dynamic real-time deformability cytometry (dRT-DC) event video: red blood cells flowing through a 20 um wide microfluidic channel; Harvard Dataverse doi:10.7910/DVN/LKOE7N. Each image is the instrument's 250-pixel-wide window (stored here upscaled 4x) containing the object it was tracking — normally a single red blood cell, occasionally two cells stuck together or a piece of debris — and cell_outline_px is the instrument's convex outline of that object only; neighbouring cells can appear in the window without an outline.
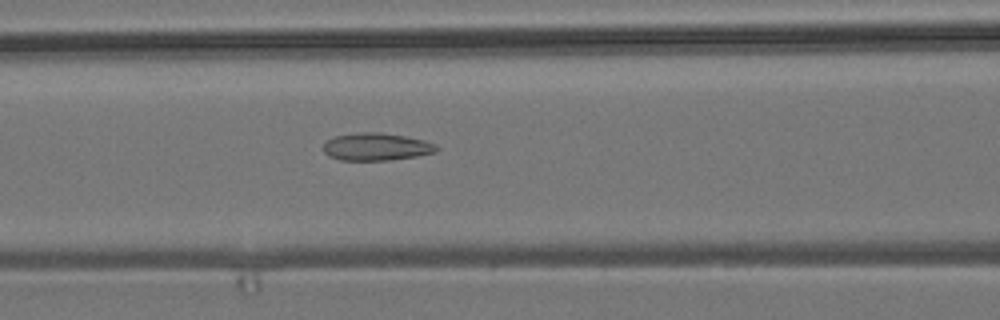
{"species": "common noctule bat (a hibernating species)", "species_latin": "Nyctalus noctula", "temperature_condition": "room temperature", "stored_images_in_passage": 11, "camera_frame_rate_fps": 3000, "um_per_image_px": 0.085, "animal": {"sex": "male", "body_mass_g": 19.2, "forearm_length_mm": 51.8}, "frame": {"image": 1, "passage_image": 8, "time_ms": 2.333, "image_size_px": [1000, 320], "cell_outline_px": [[440, 148], [436, 152], [416, 156], [388, 160], [340, 160], [328, 156], [324, 152], [324, 144], [332, 136], [356, 132], [380, 132], [404, 136], [424, 140], [436, 144]], "centroid_in_image_um": [31.98, 12.47], "position_along_channel_um": 134.6, "area_um2": 18.26}}
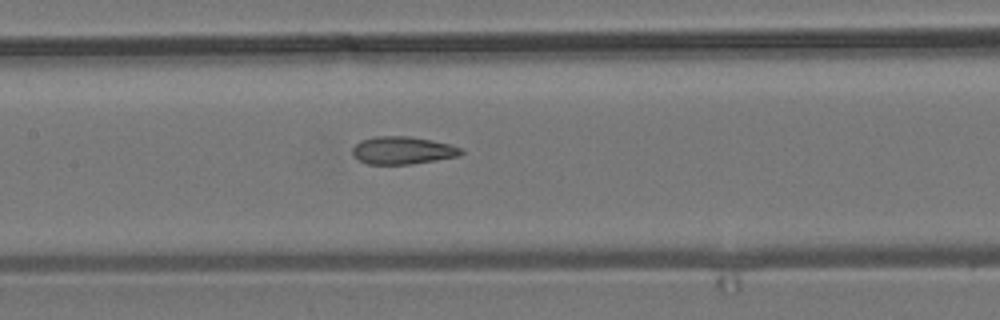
{"frame": {"image": 2, "passage_image": 11, "time_ms": 3.333, "image_size_px": [1000, 320], "cell_outline_px": [[464, 152], [460, 156], [436, 160], [408, 164], [368, 164], [360, 160], [352, 152], [352, 148], [360, 140], [376, 136], [408, 136], [432, 140], [464, 148]], "centroid_in_image_um": [34.26, 12.77], "position_along_channel_um": 173.1, "area_um2": 17.46}}